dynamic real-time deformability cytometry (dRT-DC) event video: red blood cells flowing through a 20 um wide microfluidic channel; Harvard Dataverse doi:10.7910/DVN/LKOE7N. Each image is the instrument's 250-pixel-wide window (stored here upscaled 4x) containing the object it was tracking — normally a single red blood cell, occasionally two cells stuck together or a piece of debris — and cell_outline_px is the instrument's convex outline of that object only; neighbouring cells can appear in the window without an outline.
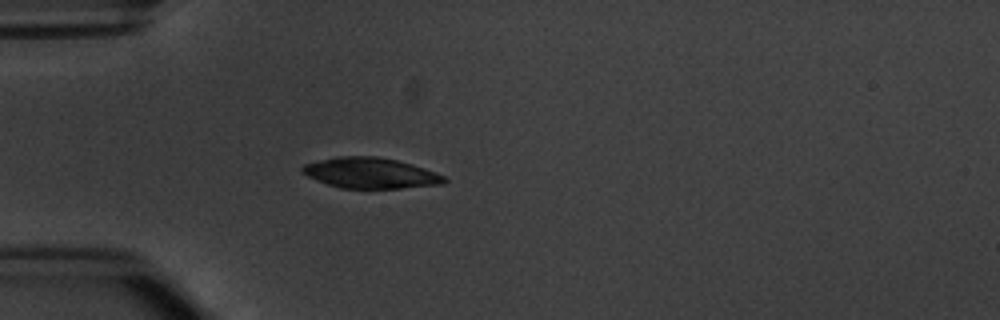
{"species": "common noctule bat (a hibernating species)", "species_latin": "Nyctalus noctula", "temperature_condition": "warm", "stored_images_in_passage": 3, "camera_frame_rate_fps": 3000, "um_per_image_px": 0.085, "animal": {"sex": "male", "body_mass_g": 20.1, "forearm_length_mm": 53.5}, "frame": {"image": 1, "passage_image": 3, "time_ms": 2.333, "image_size_px": [1000, 320], "cell_outline_px": [[448, 180], [444, 184], [400, 188], [340, 188], [316, 180], [300, 172], [300, 168], [304, 164], [336, 156], [376, 156], [396, 160], [412, 164], [436, 172], [444, 176]], "centroid_in_image_um": [31.48, 14.7], "position_along_channel_um": 53.5, "area_um2": 25.37}}